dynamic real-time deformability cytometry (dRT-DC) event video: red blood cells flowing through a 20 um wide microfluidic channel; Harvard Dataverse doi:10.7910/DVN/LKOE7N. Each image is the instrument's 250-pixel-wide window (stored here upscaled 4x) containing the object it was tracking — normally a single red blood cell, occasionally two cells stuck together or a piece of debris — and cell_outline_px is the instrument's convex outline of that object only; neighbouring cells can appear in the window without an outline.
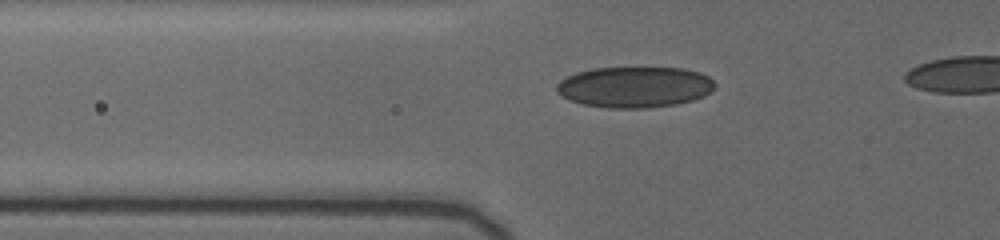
{"species": "human", "species_latin": "Homo sapiens", "temperature_condition": "cold", "stored_images_in_passage": 10, "camera_frame_rate_fps": 3000, "um_per_image_px": 0.085, "donor": {"sex": "female"}, "frame": {"image": 1, "passage_image": 2, "time_ms": 0.333, "image_size_px": [1000, 240], "cell_outline_px": [[716, 84], [704, 96], [692, 100], [676, 104], [648, 108], [608, 108], [584, 104], [572, 100], [556, 92], [556, 84], [560, 80], [576, 72], [592, 68], [684, 68], [700, 72], [708, 76]], "centroid_in_image_um": [53.94, 7.39], "position_along_channel_um": 71.9, "area_um2": 37.63}}
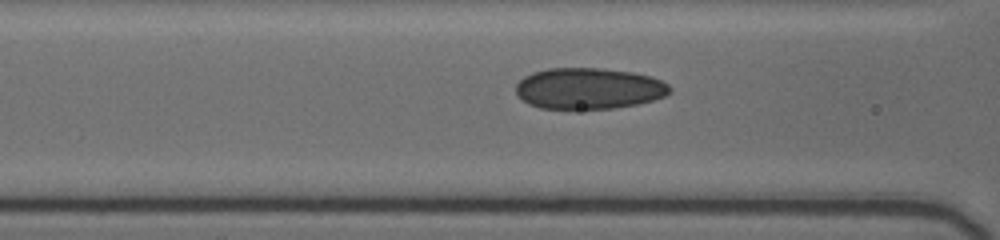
{"frame": {"image": 2, "passage_image": 7, "time_ms": 1.667, "image_size_px": [1000, 240], "cell_outline_px": [[668, 92], [664, 96], [652, 100], [636, 104], [616, 108], [540, 108], [528, 104], [516, 92], [516, 84], [524, 76], [532, 72], [548, 68], [600, 68], [632, 72], [652, 76], [668, 84]], "centroid_in_image_um": [50.02, 7.51], "position_along_channel_um": 116.6, "area_um2": 36.65}}